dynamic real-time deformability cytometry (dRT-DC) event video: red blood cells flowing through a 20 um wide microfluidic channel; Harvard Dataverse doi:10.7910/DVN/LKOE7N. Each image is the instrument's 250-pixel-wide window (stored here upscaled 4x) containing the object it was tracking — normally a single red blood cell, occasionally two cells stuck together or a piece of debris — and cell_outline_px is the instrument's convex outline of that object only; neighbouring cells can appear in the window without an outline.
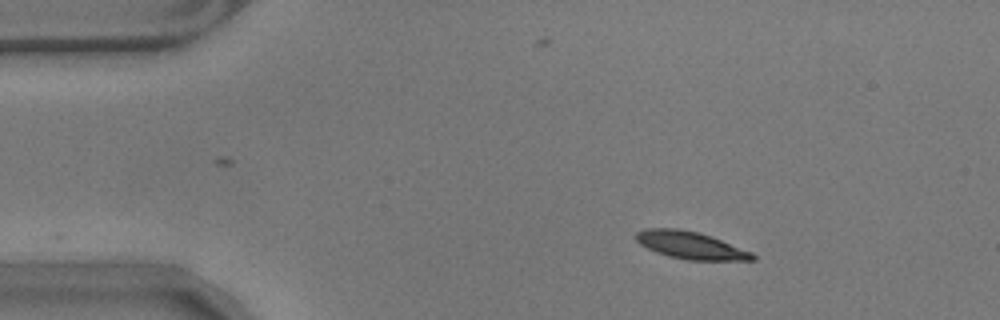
{"species": "common noctule bat (a hibernating species)", "species_latin": "Nyctalus noctula", "temperature_condition": "warm", "stored_images_in_passage": 27, "camera_frame_rate_fps": 3000, "um_per_image_px": 0.085, "animal": {"sex": "male", "body_mass_g": 17.9}, "frame": {"image": 1, "passage_image": 1, "time_ms": 0.0, "image_size_px": [1000, 320], "cell_outline_px": [[756, 260], [688, 260], [668, 256], [656, 252], [640, 244], [636, 240], [636, 232], [644, 228], [680, 228], [700, 232], [712, 236], [752, 252], [756, 256]], "centroid_in_image_um": [58.7, 20.83], "position_along_channel_um": 26.3, "area_um2": 18.73}}
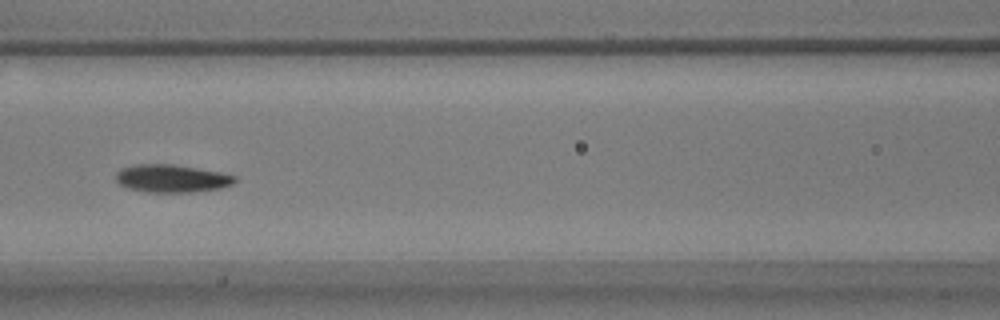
{"frame": {"image": 2, "passage_image": 17, "time_ms": 5.333, "image_size_px": [1000, 320], "cell_outline_px": [[236, 180], [232, 184], [220, 188], [192, 192], [144, 192], [128, 188], [120, 184], [116, 180], [116, 172], [120, 168], [136, 164], [172, 164], [220, 172], [236, 176]], "centroid_in_image_um": [14.56, 15.17], "position_along_channel_um": 152.0, "area_um2": 19.25}}
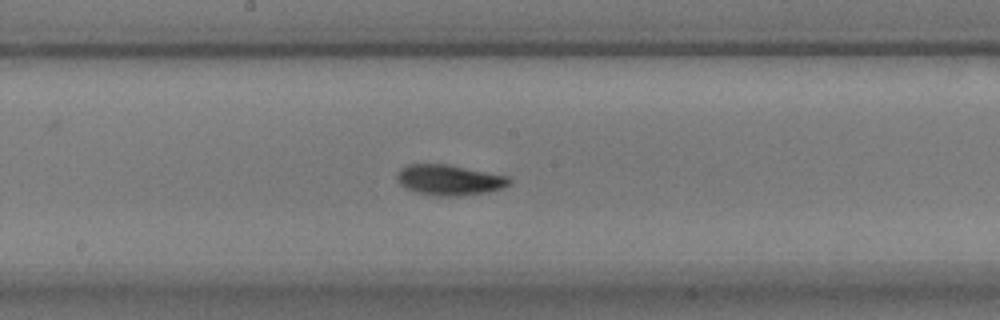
{"frame": {"image": 3, "passage_image": 22, "time_ms": 7.0, "image_size_px": [1000, 320], "cell_outline_px": [[512, 180], [504, 188], [488, 192], [456, 196], [436, 196], [416, 192], [404, 188], [396, 180], [396, 172], [400, 168], [408, 164], [448, 164], [508, 176]], "centroid_in_image_um": [38.15, 15.29], "position_along_channel_um": 210.0, "area_um2": 20.17}}